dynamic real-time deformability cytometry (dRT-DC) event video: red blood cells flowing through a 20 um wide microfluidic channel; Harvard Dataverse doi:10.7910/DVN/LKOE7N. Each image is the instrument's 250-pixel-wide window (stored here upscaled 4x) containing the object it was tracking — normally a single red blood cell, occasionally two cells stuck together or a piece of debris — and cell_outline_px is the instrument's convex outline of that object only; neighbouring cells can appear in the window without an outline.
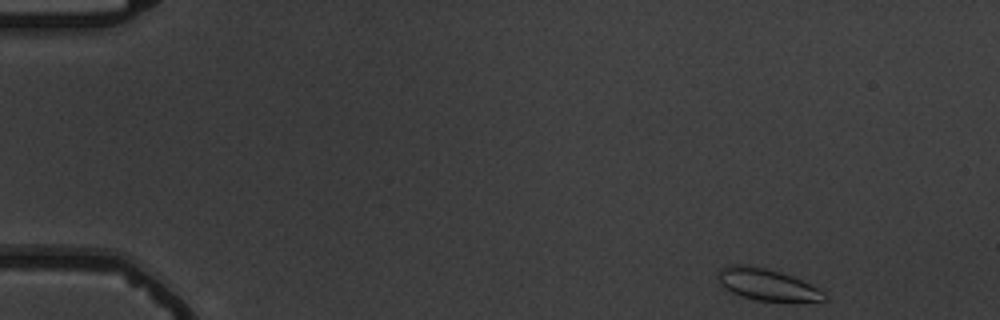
{"species": "common noctule bat (a hibernating species)", "species_latin": "Nyctalus noctula", "temperature_condition": "warm", "stored_images_in_passage": 8, "camera_frame_rate_fps": 3000, "um_per_image_px": 0.085, "animal": {"sex": "male", "body_mass_g": 19.5, "forearm_length_mm": 54.6}, "frame": {"image": 1, "passage_image": 1, "time_ms": 0.0, "image_size_px": [1000, 320], "cell_outline_px": [[828, 300], [756, 300], [740, 296], [724, 288], [720, 284], [720, 268], [732, 264], [744, 264], [768, 268], [792, 276], [824, 292], [828, 296]], "centroid_in_image_um": [65.16, 24.16], "position_along_channel_um": 19.8, "area_um2": 19.13}}
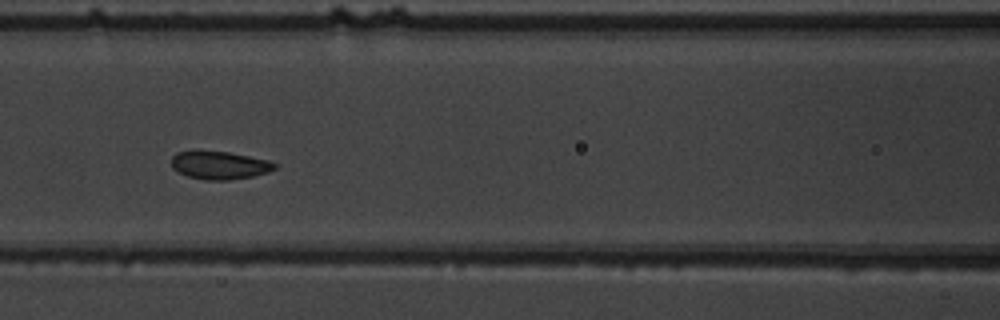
{"frame": {"image": 2, "passage_image": 7, "time_ms": 6.667, "image_size_px": [1000, 320], "cell_outline_px": [[276, 168], [268, 172], [252, 176], [228, 180], [208, 180], [188, 176], [172, 168], [172, 156], [176, 152], [228, 152], [268, 160], [276, 164]], "centroid_in_image_um": [18.68, 14.05], "position_along_channel_um": 147.9, "area_um2": 16.42}}
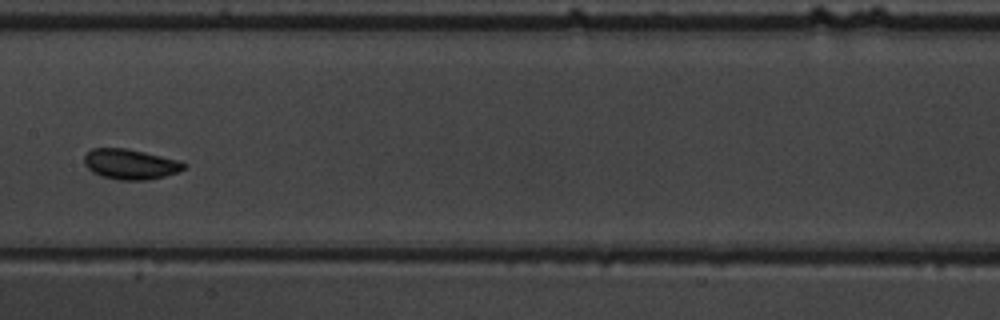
{"frame": {"image": 3, "passage_image": 8, "time_ms": 8.0, "image_size_px": [1000, 320], "cell_outline_px": [[188, 164], [184, 168], [176, 172], [164, 176], [144, 180], [116, 180], [100, 176], [92, 172], [84, 164], [84, 156], [92, 148], [128, 148], [180, 160]], "centroid_in_image_um": [11.06, 13.95], "position_along_channel_um": 196.3, "area_um2": 17.69}}